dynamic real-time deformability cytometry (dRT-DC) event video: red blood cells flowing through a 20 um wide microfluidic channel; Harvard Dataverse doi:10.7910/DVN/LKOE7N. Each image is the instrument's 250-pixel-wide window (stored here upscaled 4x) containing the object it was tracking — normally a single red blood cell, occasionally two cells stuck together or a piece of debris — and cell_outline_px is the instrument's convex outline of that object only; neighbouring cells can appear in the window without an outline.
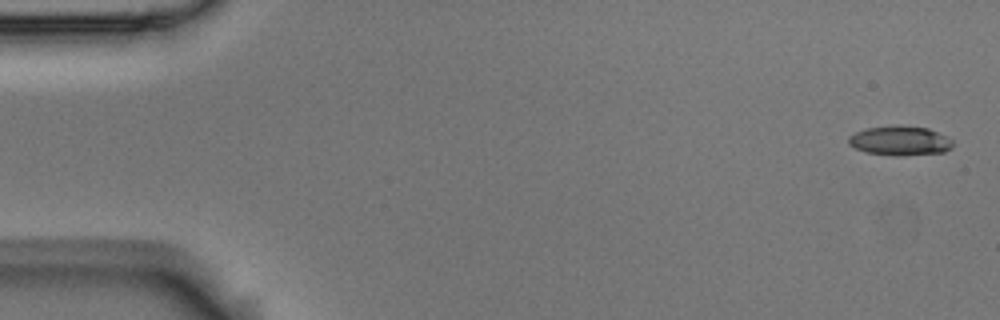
{"species": "Egyptian fruit bat (a non-hibernating species)", "species_latin": "Rousettus aegyptiacus", "temperature_condition": "room temperature", "stored_images_in_passage": 4, "camera_frame_rate_fps": 3000, "um_per_image_px": 0.085, "animal": {"sex": "male"}, "frame": {"image": 1, "passage_image": 1, "time_ms": 0.0, "image_size_px": [1000, 320], "cell_outline_px": [[952, 148], [944, 152], [900, 156], [864, 152], [848, 144], [848, 136], [856, 132], [868, 128], [928, 128], [948, 136], [952, 140]], "centroid_in_image_um": [76.52, 12.01], "position_along_channel_um": 8.5, "area_um2": 17.22}}